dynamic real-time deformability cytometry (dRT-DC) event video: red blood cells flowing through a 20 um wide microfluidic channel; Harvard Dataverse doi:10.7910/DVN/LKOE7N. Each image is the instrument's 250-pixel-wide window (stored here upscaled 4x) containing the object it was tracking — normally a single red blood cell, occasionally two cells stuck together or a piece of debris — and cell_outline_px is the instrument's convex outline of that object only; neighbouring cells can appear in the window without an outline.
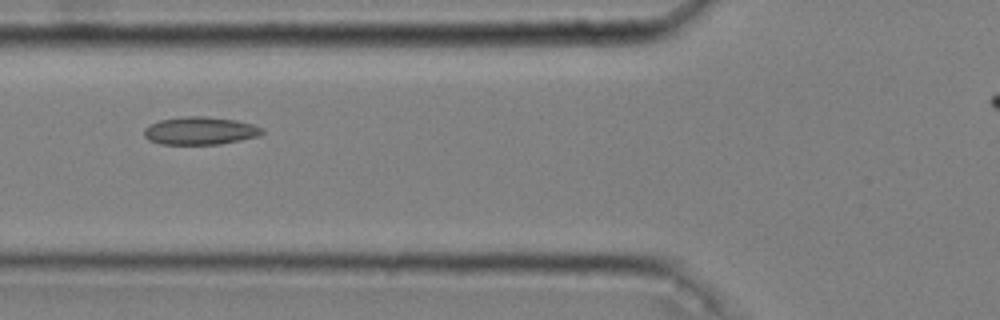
{"species": "common noctule bat (a hibernating species)", "species_latin": "Nyctalus noctula", "temperature_condition": "cold", "stored_images_in_passage": 45, "camera_frame_rate_fps": 3000, "um_per_image_px": 0.085, "animal": {"sex": "male", "body_mass_g": 20.4}, "frame": {"image": 1, "passage_image": 17, "time_ms": 5.333, "image_size_px": [1000, 320], "cell_outline_px": [[264, 132], [256, 136], [240, 140], [220, 144], [160, 144], [148, 140], [144, 136], [144, 128], [160, 120], [184, 116], [204, 116], [236, 120], [252, 124], [264, 128]], "centroid_in_image_um": [17.0, 11.11], "position_along_channel_um": 108.8, "area_um2": 19.07}}
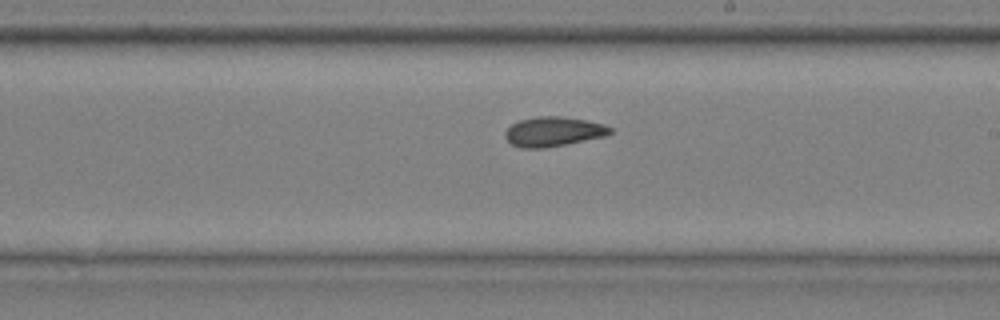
{"frame": {"image": 2, "passage_image": 28, "time_ms": 9.0, "image_size_px": [1000, 320], "cell_outline_px": [[612, 132], [604, 136], [568, 144], [544, 148], [520, 148], [512, 144], [504, 136], [504, 132], [512, 124], [520, 120], [540, 116], [560, 116], [588, 120], [604, 124], [612, 128]], "centroid_in_image_um": [47.04, 11.19], "position_along_channel_um": 242.0, "area_um2": 18.15}}
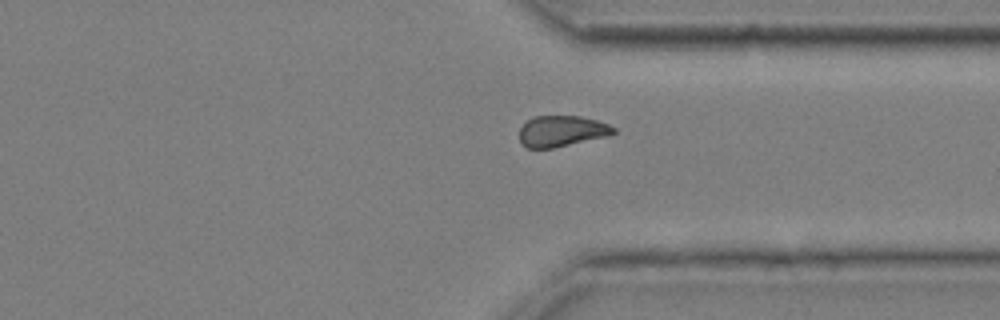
{"frame": {"image": 3, "passage_image": 38, "time_ms": 12.333, "image_size_px": [1000, 320], "cell_outline_px": [[616, 132], [608, 136], [552, 148], [524, 148], [520, 144], [520, 128], [532, 116], [580, 116], [596, 120], [608, 124], [616, 128]], "centroid_in_image_um": [47.73, 11.15], "position_along_channel_um": 363.7, "area_um2": 17.05}, "authors_computed_cell_mechanics": {"area_um2": 18.1492, "velocity_mm_per_s": 3.6343, "shape_relaxation_time_tau1_ms": null, "shape_relaxation_time_tau2_ms": 4.1555, "deformation_change_tau1": null, "deformation_change_tau2": 0.0849}}